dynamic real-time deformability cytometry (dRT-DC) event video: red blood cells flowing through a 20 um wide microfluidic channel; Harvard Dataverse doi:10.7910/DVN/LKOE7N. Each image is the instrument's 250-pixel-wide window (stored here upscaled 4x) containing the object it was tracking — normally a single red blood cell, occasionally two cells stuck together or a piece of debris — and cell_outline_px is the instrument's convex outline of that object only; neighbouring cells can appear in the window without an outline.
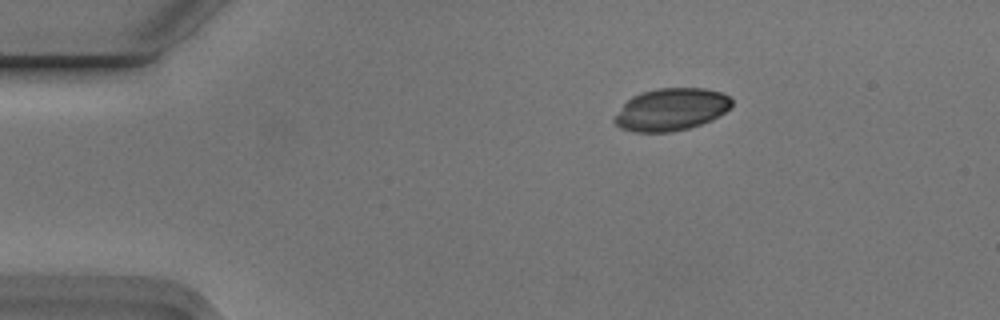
{"species": "Egyptian fruit bat (a non-hibernating species)", "species_latin": "Rousettus aegyptiacus", "temperature_condition": "cold", "stored_images_in_passage": 3, "camera_frame_rate_fps": 3000, "um_per_image_px": 0.085, "animal": {"sex": "male"}, "frame": {"image": 1, "passage_image": 1, "time_ms": 0.0, "image_size_px": [1000, 320], "cell_outline_px": [[732, 104], [724, 112], [712, 120], [688, 128], [672, 132], [632, 132], [620, 128], [612, 120], [624, 104], [632, 96], [656, 88], [704, 88], [720, 92], [728, 96], [732, 100]], "centroid_in_image_um": [57.03, 9.31], "position_along_channel_um": 28.0, "area_um2": 28.78}}
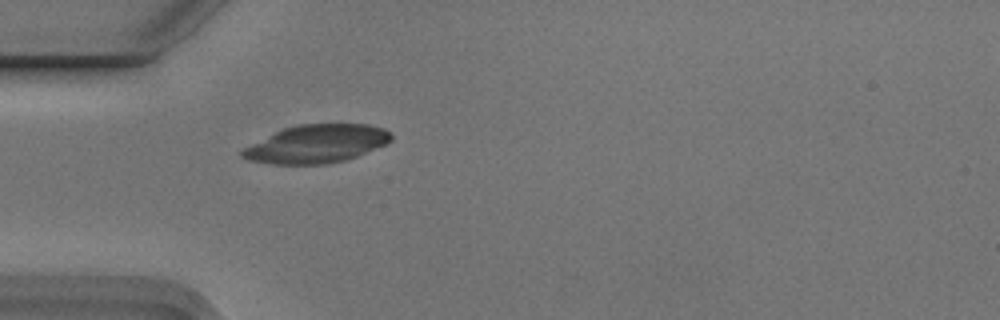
{"frame": {"image": 2, "passage_image": 3, "time_ms": 0.667, "image_size_px": [1000, 320], "cell_outline_px": [[392, 140], [388, 144], [356, 156], [344, 160], [328, 164], [272, 164], [248, 160], [240, 156], [240, 152], [244, 148], [284, 128], [300, 124], [368, 124], [384, 128], [392, 132]], "centroid_in_image_um": [26.96, 12.23], "position_along_channel_um": 58.0, "area_um2": 33.0}}